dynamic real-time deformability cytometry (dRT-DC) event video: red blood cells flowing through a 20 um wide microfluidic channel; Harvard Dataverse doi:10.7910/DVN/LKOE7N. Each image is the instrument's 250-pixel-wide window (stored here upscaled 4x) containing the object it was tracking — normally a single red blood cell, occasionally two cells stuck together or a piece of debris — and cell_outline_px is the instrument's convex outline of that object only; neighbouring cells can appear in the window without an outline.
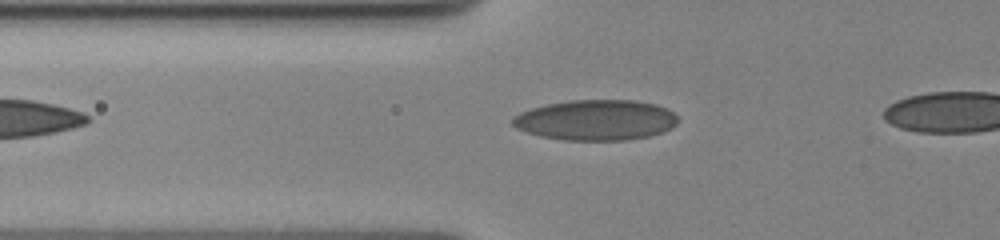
{"species": "human", "species_latin": "Homo sapiens", "temperature_condition": "cold", "stored_images_in_passage": 44, "camera_frame_rate_fps": 3000, "um_per_image_px": 0.085, "donor": {"sex": "female"}, "frame": {"image": 1, "passage_image": 12, "time_ms": 3.667, "image_size_px": [1000, 240], "cell_outline_px": [[676, 124], [672, 128], [664, 132], [648, 136], [624, 140], [564, 140], [540, 136], [516, 128], [512, 124], [512, 116], [520, 112], [532, 108], [548, 104], [568, 100], [636, 100], [656, 104], [668, 108], [676, 116]], "centroid_in_image_um": [50.65, 10.2], "position_along_channel_um": 75.1, "area_um2": 39.07}}
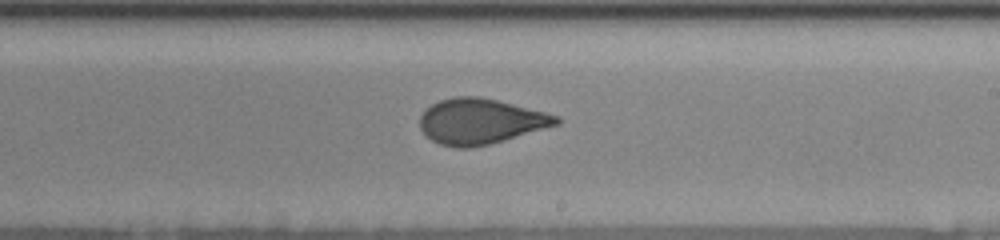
{"frame": {"image": 2, "passage_image": 27, "time_ms": 8.667, "image_size_px": [1000, 240], "cell_outline_px": [[560, 124], [504, 140], [472, 148], [456, 148], [440, 144], [432, 140], [420, 128], [420, 116], [432, 104], [440, 100], [456, 96], [480, 96], [560, 116]], "centroid_in_image_um": [40.84, 10.32], "position_along_channel_um": 248.2, "area_um2": 35.84}}
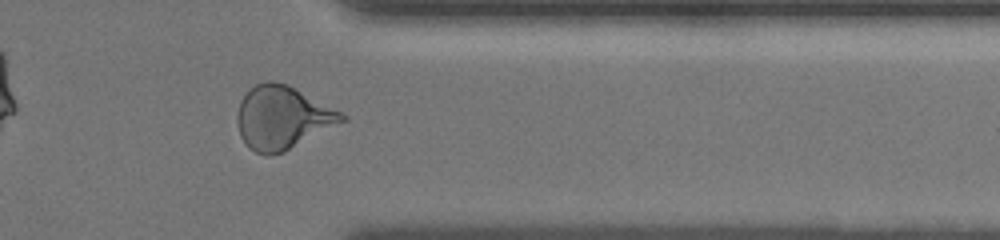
{"frame": {"image": 3, "passage_image": 39, "time_ms": 12.667, "image_size_px": [1000, 240], "cell_outline_px": [[348, 120], [284, 152], [268, 156], [256, 152], [248, 148], [240, 136], [236, 120], [236, 116], [240, 100], [256, 84], [268, 80], [276, 80], [288, 84], [344, 112], [348, 116]], "centroid_in_image_um": [24.03, 9.99], "position_along_channel_um": 387.4, "area_um2": 39.07}}